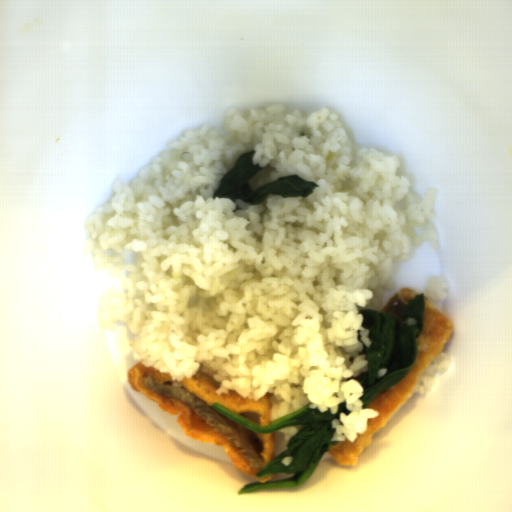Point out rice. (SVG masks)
<instances>
[{
    "mask_svg": "<svg viewBox=\"0 0 512 512\" xmlns=\"http://www.w3.org/2000/svg\"><path fill=\"white\" fill-rule=\"evenodd\" d=\"M452 362V356L445 350H441L440 354L418 375L412 394L422 395L430 390L435 385L436 373L448 369Z\"/></svg>",
    "mask_w": 512,
    "mask_h": 512,
    "instance_id": "023b6e5f",
    "label": "rice"
},
{
    "mask_svg": "<svg viewBox=\"0 0 512 512\" xmlns=\"http://www.w3.org/2000/svg\"><path fill=\"white\" fill-rule=\"evenodd\" d=\"M285 102L247 113L229 107L219 127L189 128L152 156L130 185L84 220L83 253L119 279L95 305L99 327L123 321L135 363L170 373L172 385L200 373L219 388L259 401L270 422L311 402L338 413L331 442L364 434L368 372L361 309L383 308L394 261L409 263L425 242L438 253L428 218L439 190L423 198L397 174L395 154L351 141L340 116L322 107L303 117ZM263 169L251 189L299 175L312 195H269L259 205L213 199L220 178L246 150Z\"/></svg>",
    "mask_w": 512,
    "mask_h": 512,
    "instance_id": "652b925c",
    "label": "rice"
},
{
    "mask_svg": "<svg viewBox=\"0 0 512 512\" xmlns=\"http://www.w3.org/2000/svg\"><path fill=\"white\" fill-rule=\"evenodd\" d=\"M407 326L418 325V321L414 316H409L406 319Z\"/></svg>",
    "mask_w": 512,
    "mask_h": 512,
    "instance_id": "b023fe2a",
    "label": "rice"
},
{
    "mask_svg": "<svg viewBox=\"0 0 512 512\" xmlns=\"http://www.w3.org/2000/svg\"><path fill=\"white\" fill-rule=\"evenodd\" d=\"M450 291L451 282L447 275L443 272L430 275L426 285L425 296L430 303L449 320L450 318L440 302L448 300Z\"/></svg>",
    "mask_w": 512,
    "mask_h": 512,
    "instance_id": "8eca5e8b",
    "label": "rice"
},
{
    "mask_svg": "<svg viewBox=\"0 0 512 512\" xmlns=\"http://www.w3.org/2000/svg\"><path fill=\"white\" fill-rule=\"evenodd\" d=\"M389 370L387 367H381L376 371V377L381 380L388 374Z\"/></svg>",
    "mask_w": 512,
    "mask_h": 512,
    "instance_id": "acb35da6",
    "label": "rice"
}]
</instances>
